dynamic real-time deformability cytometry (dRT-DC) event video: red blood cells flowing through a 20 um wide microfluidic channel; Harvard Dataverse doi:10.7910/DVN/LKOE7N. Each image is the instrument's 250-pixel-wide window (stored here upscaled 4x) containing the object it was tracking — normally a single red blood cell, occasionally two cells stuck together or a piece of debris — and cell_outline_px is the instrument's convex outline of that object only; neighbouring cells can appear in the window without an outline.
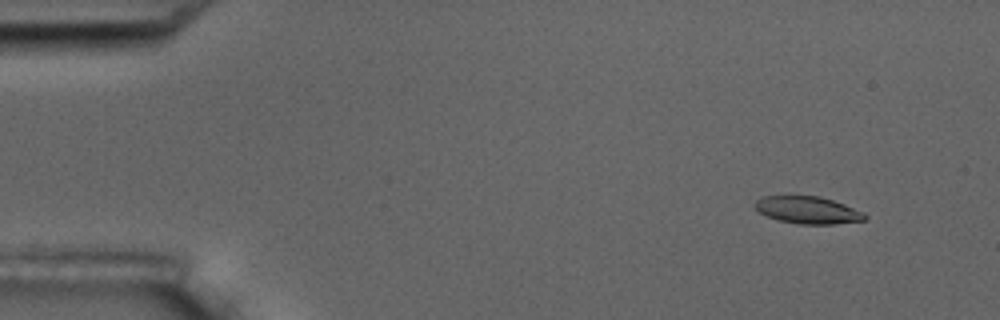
{"species": "common noctule bat (a hibernating species)", "species_latin": "Nyctalus noctula", "temperature_condition": "room temperature", "stored_images_in_passage": 5, "camera_frame_rate_fps": 3000, "um_per_image_px": 0.085, "animal": {"sex": "male", "body_mass_g": 17.5, "forearm_length_mm": 52.3}, "frame": {"image": 1, "passage_image": 1, "time_ms": 0.0, "image_size_px": [1000, 320], "cell_outline_px": [[868, 216], [864, 220], [836, 224], [800, 224], [776, 220], [760, 212], [752, 204], [756, 200], [764, 196], [820, 196], [844, 204], [864, 212]], "centroid_in_image_um": [68.66, 17.86], "position_along_channel_um": 16.3, "area_um2": 17.46}}
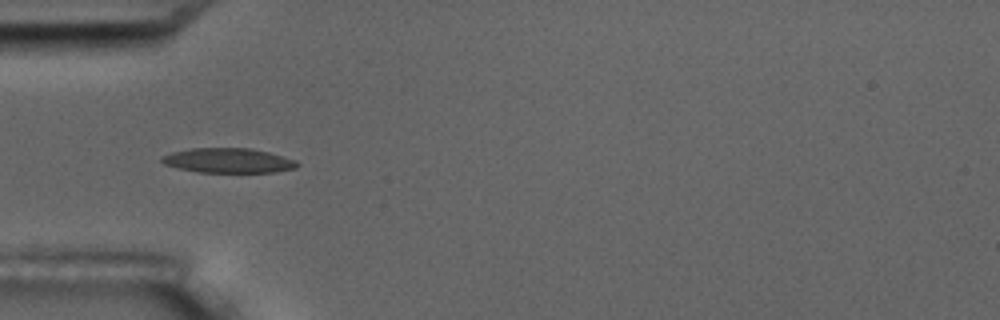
{"frame": {"image": 2, "passage_image": 4, "time_ms": 4.333, "image_size_px": [1000, 320], "cell_outline_px": [[300, 164], [296, 168], [272, 172], [200, 172], [176, 168], [164, 164], [160, 160], [160, 156], [172, 152], [192, 148], [252, 148], [268, 152], [296, 160]], "centroid_in_image_um": [19.38, 13.64], "position_along_channel_um": 65.6, "area_um2": 19.54}}